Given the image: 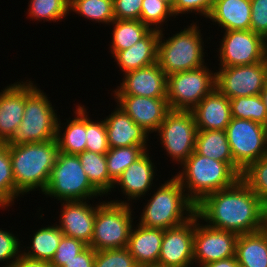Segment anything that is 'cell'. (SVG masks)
Masks as SVG:
<instances>
[{
    "label": "cell",
    "instance_id": "f907efd6",
    "mask_svg": "<svg viewBox=\"0 0 267 267\" xmlns=\"http://www.w3.org/2000/svg\"><path fill=\"white\" fill-rule=\"evenodd\" d=\"M264 229L267 231V203H265Z\"/></svg>",
    "mask_w": 267,
    "mask_h": 267
},
{
    "label": "cell",
    "instance_id": "74e56055",
    "mask_svg": "<svg viewBox=\"0 0 267 267\" xmlns=\"http://www.w3.org/2000/svg\"><path fill=\"white\" fill-rule=\"evenodd\" d=\"M175 18L172 8L160 0H143L140 21L150 29L165 31L163 24ZM158 25V26H157ZM162 27V28H161Z\"/></svg>",
    "mask_w": 267,
    "mask_h": 267
},
{
    "label": "cell",
    "instance_id": "ab89813d",
    "mask_svg": "<svg viewBox=\"0 0 267 267\" xmlns=\"http://www.w3.org/2000/svg\"><path fill=\"white\" fill-rule=\"evenodd\" d=\"M94 267H139L128 249H106L96 251Z\"/></svg>",
    "mask_w": 267,
    "mask_h": 267
},
{
    "label": "cell",
    "instance_id": "8fae6325",
    "mask_svg": "<svg viewBox=\"0 0 267 267\" xmlns=\"http://www.w3.org/2000/svg\"><path fill=\"white\" fill-rule=\"evenodd\" d=\"M234 162L244 170L267 155V127L252 120L232 117L225 129Z\"/></svg>",
    "mask_w": 267,
    "mask_h": 267
},
{
    "label": "cell",
    "instance_id": "e575fe53",
    "mask_svg": "<svg viewBox=\"0 0 267 267\" xmlns=\"http://www.w3.org/2000/svg\"><path fill=\"white\" fill-rule=\"evenodd\" d=\"M145 152L146 150L142 146L110 148L106 153L107 170L110 179L115 183L122 172Z\"/></svg>",
    "mask_w": 267,
    "mask_h": 267
},
{
    "label": "cell",
    "instance_id": "d590c367",
    "mask_svg": "<svg viewBox=\"0 0 267 267\" xmlns=\"http://www.w3.org/2000/svg\"><path fill=\"white\" fill-rule=\"evenodd\" d=\"M14 202L15 179L12 171L9 144L0 143V210L11 207Z\"/></svg>",
    "mask_w": 267,
    "mask_h": 267
},
{
    "label": "cell",
    "instance_id": "ac0fdd59",
    "mask_svg": "<svg viewBox=\"0 0 267 267\" xmlns=\"http://www.w3.org/2000/svg\"><path fill=\"white\" fill-rule=\"evenodd\" d=\"M112 95H136L150 98L167 97V75L158 63L129 71Z\"/></svg>",
    "mask_w": 267,
    "mask_h": 267
},
{
    "label": "cell",
    "instance_id": "4fadbf2b",
    "mask_svg": "<svg viewBox=\"0 0 267 267\" xmlns=\"http://www.w3.org/2000/svg\"><path fill=\"white\" fill-rule=\"evenodd\" d=\"M218 49L219 67L250 65L266 58L265 39L252 30L223 32Z\"/></svg>",
    "mask_w": 267,
    "mask_h": 267
},
{
    "label": "cell",
    "instance_id": "60d3db41",
    "mask_svg": "<svg viewBox=\"0 0 267 267\" xmlns=\"http://www.w3.org/2000/svg\"><path fill=\"white\" fill-rule=\"evenodd\" d=\"M88 247L84 242L63 235L55 255L49 263L51 267H62L66 262L83 252Z\"/></svg>",
    "mask_w": 267,
    "mask_h": 267
},
{
    "label": "cell",
    "instance_id": "bcb514c9",
    "mask_svg": "<svg viewBox=\"0 0 267 267\" xmlns=\"http://www.w3.org/2000/svg\"><path fill=\"white\" fill-rule=\"evenodd\" d=\"M96 251L88 246L83 252L66 262L62 267H94Z\"/></svg>",
    "mask_w": 267,
    "mask_h": 267
},
{
    "label": "cell",
    "instance_id": "277c9868",
    "mask_svg": "<svg viewBox=\"0 0 267 267\" xmlns=\"http://www.w3.org/2000/svg\"><path fill=\"white\" fill-rule=\"evenodd\" d=\"M174 177L187 196L198 204L206 195L229 188L240 175L226 162L197 154L195 151L180 165Z\"/></svg>",
    "mask_w": 267,
    "mask_h": 267
},
{
    "label": "cell",
    "instance_id": "7402d4cb",
    "mask_svg": "<svg viewBox=\"0 0 267 267\" xmlns=\"http://www.w3.org/2000/svg\"><path fill=\"white\" fill-rule=\"evenodd\" d=\"M198 130H225L232 119L229 99L217 88L192 110Z\"/></svg>",
    "mask_w": 267,
    "mask_h": 267
},
{
    "label": "cell",
    "instance_id": "52a82bcc",
    "mask_svg": "<svg viewBox=\"0 0 267 267\" xmlns=\"http://www.w3.org/2000/svg\"><path fill=\"white\" fill-rule=\"evenodd\" d=\"M42 194L59 202L92 200L102 196L89 182L78 155L63 152L58 153Z\"/></svg>",
    "mask_w": 267,
    "mask_h": 267
},
{
    "label": "cell",
    "instance_id": "1f68e13d",
    "mask_svg": "<svg viewBox=\"0 0 267 267\" xmlns=\"http://www.w3.org/2000/svg\"><path fill=\"white\" fill-rule=\"evenodd\" d=\"M75 12L79 16L109 25L114 21L113 0H72L69 3V13Z\"/></svg>",
    "mask_w": 267,
    "mask_h": 267
},
{
    "label": "cell",
    "instance_id": "484cf974",
    "mask_svg": "<svg viewBox=\"0 0 267 267\" xmlns=\"http://www.w3.org/2000/svg\"><path fill=\"white\" fill-rule=\"evenodd\" d=\"M84 107L78 104L74 111V118L69 120L71 119L69 117L65 123H61L60 117L58 118L56 138L59 152L78 155L86 150V107Z\"/></svg>",
    "mask_w": 267,
    "mask_h": 267
},
{
    "label": "cell",
    "instance_id": "d6a6232c",
    "mask_svg": "<svg viewBox=\"0 0 267 267\" xmlns=\"http://www.w3.org/2000/svg\"><path fill=\"white\" fill-rule=\"evenodd\" d=\"M232 117L252 120L267 127V110L260 95L229 99Z\"/></svg>",
    "mask_w": 267,
    "mask_h": 267
},
{
    "label": "cell",
    "instance_id": "83f0119b",
    "mask_svg": "<svg viewBox=\"0 0 267 267\" xmlns=\"http://www.w3.org/2000/svg\"><path fill=\"white\" fill-rule=\"evenodd\" d=\"M235 256L240 267H267V231L238 235Z\"/></svg>",
    "mask_w": 267,
    "mask_h": 267
},
{
    "label": "cell",
    "instance_id": "8d00e7d4",
    "mask_svg": "<svg viewBox=\"0 0 267 267\" xmlns=\"http://www.w3.org/2000/svg\"><path fill=\"white\" fill-rule=\"evenodd\" d=\"M240 179L264 202L267 203V155L250 163Z\"/></svg>",
    "mask_w": 267,
    "mask_h": 267
},
{
    "label": "cell",
    "instance_id": "d4e9b609",
    "mask_svg": "<svg viewBox=\"0 0 267 267\" xmlns=\"http://www.w3.org/2000/svg\"><path fill=\"white\" fill-rule=\"evenodd\" d=\"M207 19L221 26L223 31L251 30L250 0H215Z\"/></svg>",
    "mask_w": 267,
    "mask_h": 267
},
{
    "label": "cell",
    "instance_id": "4dcf8cb0",
    "mask_svg": "<svg viewBox=\"0 0 267 267\" xmlns=\"http://www.w3.org/2000/svg\"><path fill=\"white\" fill-rule=\"evenodd\" d=\"M113 26L110 51L112 58L119 52L132 47L142 39L151 29L140 20H116Z\"/></svg>",
    "mask_w": 267,
    "mask_h": 267
},
{
    "label": "cell",
    "instance_id": "5bb4252c",
    "mask_svg": "<svg viewBox=\"0 0 267 267\" xmlns=\"http://www.w3.org/2000/svg\"><path fill=\"white\" fill-rule=\"evenodd\" d=\"M237 237L233 232L203 224L195 214L194 265L201 267L210 262L234 257Z\"/></svg>",
    "mask_w": 267,
    "mask_h": 267
},
{
    "label": "cell",
    "instance_id": "e0dca14e",
    "mask_svg": "<svg viewBox=\"0 0 267 267\" xmlns=\"http://www.w3.org/2000/svg\"><path fill=\"white\" fill-rule=\"evenodd\" d=\"M148 151L130 164L114 183L113 190L117 187L119 189L120 187L119 192L121 190L127 200H110L111 202L126 204L129 202L128 204H130L134 200V203L135 200H139L141 197L143 198L148 195L147 193L152 189V186L154 188L156 187V185L154 186L152 184L154 183L155 176H157V167L152 162V157Z\"/></svg>",
    "mask_w": 267,
    "mask_h": 267
},
{
    "label": "cell",
    "instance_id": "7dc6e473",
    "mask_svg": "<svg viewBox=\"0 0 267 267\" xmlns=\"http://www.w3.org/2000/svg\"><path fill=\"white\" fill-rule=\"evenodd\" d=\"M12 267H51L49 262L38 260L34 258H30L26 255H21L12 265Z\"/></svg>",
    "mask_w": 267,
    "mask_h": 267
},
{
    "label": "cell",
    "instance_id": "f546056e",
    "mask_svg": "<svg viewBox=\"0 0 267 267\" xmlns=\"http://www.w3.org/2000/svg\"><path fill=\"white\" fill-rule=\"evenodd\" d=\"M32 244L22 250V254L30 258L51 262L60 240L64 235L57 224L47 225L33 233ZM27 248V250H26Z\"/></svg>",
    "mask_w": 267,
    "mask_h": 267
},
{
    "label": "cell",
    "instance_id": "44dd1931",
    "mask_svg": "<svg viewBox=\"0 0 267 267\" xmlns=\"http://www.w3.org/2000/svg\"><path fill=\"white\" fill-rule=\"evenodd\" d=\"M25 109V81L9 84L0 92V143H8L20 125Z\"/></svg>",
    "mask_w": 267,
    "mask_h": 267
},
{
    "label": "cell",
    "instance_id": "ee69618b",
    "mask_svg": "<svg viewBox=\"0 0 267 267\" xmlns=\"http://www.w3.org/2000/svg\"><path fill=\"white\" fill-rule=\"evenodd\" d=\"M251 30L267 38V0H250Z\"/></svg>",
    "mask_w": 267,
    "mask_h": 267
},
{
    "label": "cell",
    "instance_id": "816d5d0a",
    "mask_svg": "<svg viewBox=\"0 0 267 267\" xmlns=\"http://www.w3.org/2000/svg\"><path fill=\"white\" fill-rule=\"evenodd\" d=\"M160 1H162V2H164V3H166V4H168L171 8L173 7V2H174V0H160Z\"/></svg>",
    "mask_w": 267,
    "mask_h": 267
},
{
    "label": "cell",
    "instance_id": "2e32d148",
    "mask_svg": "<svg viewBox=\"0 0 267 267\" xmlns=\"http://www.w3.org/2000/svg\"><path fill=\"white\" fill-rule=\"evenodd\" d=\"M115 102L130 118L149 134L156 133L171 111L166 98L136 95H113Z\"/></svg>",
    "mask_w": 267,
    "mask_h": 267
},
{
    "label": "cell",
    "instance_id": "7a4b0ae2",
    "mask_svg": "<svg viewBox=\"0 0 267 267\" xmlns=\"http://www.w3.org/2000/svg\"><path fill=\"white\" fill-rule=\"evenodd\" d=\"M9 152L15 179V200L36 189L43 193L59 153L57 138L19 146L9 144Z\"/></svg>",
    "mask_w": 267,
    "mask_h": 267
},
{
    "label": "cell",
    "instance_id": "30bf717a",
    "mask_svg": "<svg viewBox=\"0 0 267 267\" xmlns=\"http://www.w3.org/2000/svg\"><path fill=\"white\" fill-rule=\"evenodd\" d=\"M197 130L191 111L171 110L156 135L167 157L181 165L195 151Z\"/></svg>",
    "mask_w": 267,
    "mask_h": 267
},
{
    "label": "cell",
    "instance_id": "ffe728a7",
    "mask_svg": "<svg viewBox=\"0 0 267 267\" xmlns=\"http://www.w3.org/2000/svg\"><path fill=\"white\" fill-rule=\"evenodd\" d=\"M104 117L109 148L142 146L149 150V133L137 125L128 114L118 106Z\"/></svg>",
    "mask_w": 267,
    "mask_h": 267
},
{
    "label": "cell",
    "instance_id": "9a60e30c",
    "mask_svg": "<svg viewBox=\"0 0 267 267\" xmlns=\"http://www.w3.org/2000/svg\"><path fill=\"white\" fill-rule=\"evenodd\" d=\"M195 215L185 223L164 230L158 267L194 266Z\"/></svg>",
    "mask_w": 267,
    "mask_h": 267
},
{
    "label": "cell",
    "instance_id": "7bdbcfd3",
    "mask_svg": "<svg viewBox=\"0 0 267 267\" xmlns=\"http://www.w3.org/2000/svg\"><path fill=\"white\" fill-rule=\"evenodd\" d=\"M215 0H174L172 11L173 14L179 16V14L195 13L196 15L203 16L205 19L209 17Z\"/></svg>",
    "mask_w": 267,
    "mask_h": 267
},
{
    "label": "cell",
    "instance_id": "f35d334b",
    "mask_svg": "<svg viewBox=\"0 0 267 267\" xmlns=\"http://www.w3.org/2000/svg\"><path fill=\"white\" fill-rule=\"evenodd\" d=\"M86 109V150L99 153L106 154L108 152V138H107V130L105 121L102 119L92 121L90 117H88Z\"/></svg>",
    "mask_w": 267,
    "mask_h": 267
},
{
    "label": "cell",
    "instance_id": "7c38bea8",
    "mask_svg": "<svg viewBox=\"0 0 267 267\" xmlns=\"http://www.w3.org/2000/svg\"><path fill=\"white\" fill-rule=\"evenodd\" d=\"M216 88L228 99L260 95L267 80V58L262 62L216 70Z\"/></svg>",
    "mask_w": 267,
    "mask_h": 267
},
{
    "label": "cell",
    "instance_id": "d6986e66",
    "mask_svg": "<svg viewBox=\"0 0 267 267\" xmlns=\"http://www.w3.org/2000/svg\"><path fill=\"white\" fill-rule=\"evenodd\" d=\"M88 202V203H87ZM89 200L63 201L59 224L61 232L87 244L91 243L98 204L91 205Z\"/></svg>",
    "mask_w": 267,
    "mask_h": 267
},
{
    "label": "cell",
    "instance_id": "b9f144b4",
    "mask_svg": "<svg viewBox=\"0 0 267 267\" xmlns=\"http://www.w3.org/2000/svg\"><path fill=\"white\" fill-rule=\"evenodd\" d=\"M14 235L13 232L0 228V263L6 262L2 267H12L22 253L21 241Z\"/></svg>",
    "mask_w": 267,
    "mask_h": 267
},
{
    "label": "cell",
    "instance_id": "9c48e42d",
    "mask_svg": "<svg viewBox=\"0 0 267 267\" xmlns=\"http://www.w3.org/2000/svg\"><path fill=\"white\" fill-rule=\"evenodd\" d=\"M206 65L167 76V101L171 110L191 111L216 88V71Z\"/></svg>",
    "mask_w": 267,
    "mask_h": 267
},
{
    "label": "cell",
    "instance_id": "f1b7e54d",
    "mask_svg": "<svg viewBox=\"0 0 267 267\" xmlns=\"http://www.w3.org/2000/svg\"><path fill=\"white\" fill-rule=\"evenodd\" d=\"M78 157L91 185L102 197L104 195L108 196V194L111 195L110 193L113 191L114 182L109 177L106 154L85 150L79 153Z\"/></svg>",
    "mask_w": 267,
    "mask_h": 267
},
{
    "label": "cell",
    "instance_id": "c3c4849f",
    "mask_svg": "<svg viewBox=\"0 0 267 267\" xmlns=\"http://www.w3.org/2000/svg\"><path fill=\"white\" fill-rule=\"evenodd\" d=\"M201 267H240V266L238 264L236 256H234L226 259H221L219 261L210 262Z\"/></svg>",
    "mask_w": 267,
    "mask_h": 267
},
{
    "label": "cell",
    "instance_id": "4316f807",
    "mask_svg": "<svg viewBox=\"0 0 267 267\" xmlns=\"http://www.w3.org/2000/svg\"><path fill=\"white\" fill-rule=\"evenodd\" d=\"M195 152L228 163L240 176L242 169L234 162L225 130H197Z\"/></svg>",
    "mask_w": 267,
    "mask_h": 267
},
{
    "label": "cell",
    "instance_id": "836d02e7",
    "mask_svg": "<svg viewBox=\"0 0 267 267\" xmlns=\"http://www.w3.org/2000/svg\"><path fill=\"white\" fill-rule=\"evenodd\" d=\"M27 8L28 18L34 21H62L68 17V0H29Z\"/></svg>",
    "mask_w": 267,
    "mask_h": 267
},
{
    "label": "cell",
    "instance_id": "f5cc1de1",
    "mask_svg": "<svg viewBox=\"0 0 267 267\" xmlns=\"http://www.w3.org/2000/svg\"><path fill=\"white\" fill-rule=\"evenodd\" d=\"M265 50H266V58H267V38L265 39Z\"/></svg>",
    "mask_w": 267,
    "mask_h": 267
},
{
    "label": "cell",
    "instance_id": "8992f818",
    "mask_svg": "<svg viewBox=\"0 0 267 267\" xmlns=\"http://www.w3.org/2000/svg\"><path fill=\"white\" fill-rule=\"evenodd\" d=\"M25 81V109L20 125L13 138L8 142L13 146L46 142L56 138L57 123L60 115L52 106L46 92ZM56 112V113H55Z\"/></svg>",
    "mask_w": 267,
    "mask_h": 267
},
{
    "label": "cell",
    "instance_id": "ba28073f",
    "mask_svg": "<svg viewBox=\"0 0 267 267\" xmlns=\"http://www.w3.org/2000/svg\"><path fill=\"white\" fill-rule=\"evenodd\" d=\"M132 205L98 201L90 247L95 251L125 248L134 226Z\"/></svg>",
    "mask_w": 267,
    "mask_h": 267
},
{
    "label": "cell",
    "instance_id": "681fc988",
    "mask_svg": "<svg viewBox=\"0 0 267 267\" xmlns=\"http://www.w3.org/2000/svg\"><path fill=\"white\" fill-rule=\"evenodd\" d=\"M260 96L262 98V101L266 107V110H267V80H266V83L264 85V88L262 89V91L260 92Z\"/></svg>",
    "mask_w": 267,
    "mask_h": 267
},
{
    "label": "cell",
    "instance_id": "cb8c5ba5",
    "mask_svg": "<svg viewBox=\"0 0 267 267\" xmlns=\"http://www.w3.org/2000/svg\"><path fill=\"white\" fill-rule=\"evenodd\" d=\"M160 31L151 29L132 47L119 51L113 62L125 74L129 71L147 67L157 62V44Z\"/></svg>",
    "mask_w": 267,
    "mask_h": 267
},
{
    "label": "cell",
    "instance_id": "3957f363",
    "mask_svg": "<svg viewBox=\"0 0 267 267\" xmlns=\"http://www.w3.org/2000/svg\"><path fill=\"white\" fill-rule=\"evenodd\" d=\"M159 188L142 209L141 226L167 230L190 220L196 214V204L187 196L180 182L173 176Z\"/></svg>",
    "mask_w": 267,
    "mask_h": 267
},
{
    "label": "cell",
    "instance_id": "f6af8a7d",
    "mask_svg": "<svg viewBox=\"0 0 267 267\" xmlns=\"http://www.w3.org/2000/svg\"><path fill=\"white\" fill-rule=\"evenodd\" d=\"M143 0H113L116 20H140Z\"/></svg>",
    "mask_w": 267,
    "mask_h": 267
},
{
    "label": "cell",
    "instance_id": "5b68a950",
    "mask_svg": "<svg viewBox=\"0 0 267 267\" xmlns=\"http://www.w3.org/2000/svg\"><path fill=\"white\" fill-rule=\"evenodd\" d=\"M186 25L183 30L165 38L160 31L157 44V63L168 76L173 73L194 70L204 66L205 53L203 34L199 23ZM164 38V39H163Z\"/></svg>",
    "mask_w": 267,
    "mask_h": 267
},
{
    "label": "cell",
    "instance_id": "603a6c76",
    "mask_svg": "<svg viewBox=\"0 0 267 267\" xmlns=\"http://www.w3.org/2000/svg\"><path fill=\"white\" fill-rule=\"evenodd\" d=\"M163 235V229L133 226L126 248L139 267H158Z\"/></svg>",
    "mask_w": 267,
    "mask_h": 267
},
{
    "label": "cell",
    "instance_id": "6da1fadb",
    "mask_svg": "<svg viewBox=\"0 0 267 267\" xmlns=\"http://www.w3.org/2000/svg\"><path fill=\"white\" fill-rule=\"evenodd\" d=\"M196 214L210 227L242 235L264 228L265 203L239 179L206 195L196 204Z\"/></svg>",
    "mask_w": 267,
    "mask_h": 267
}]
</instances>
